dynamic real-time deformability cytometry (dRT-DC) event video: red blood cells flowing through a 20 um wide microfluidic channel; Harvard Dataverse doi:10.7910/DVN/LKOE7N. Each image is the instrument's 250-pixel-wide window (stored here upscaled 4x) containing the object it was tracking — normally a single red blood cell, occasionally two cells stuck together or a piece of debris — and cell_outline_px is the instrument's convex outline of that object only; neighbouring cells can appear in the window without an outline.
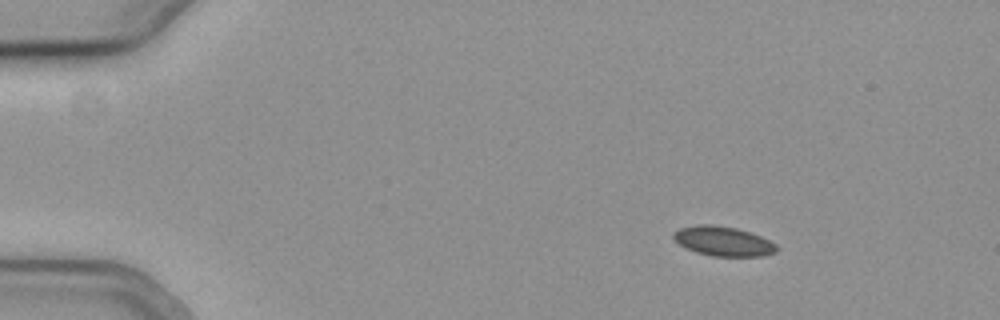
{"species": "common noctule bat (a hibernating species)", "species_latin": "Nyctalus noctula", "temperature_condition": "cold", "stored_images_in_passage": 49, "camera_frame_rate_fps": 3000, "um_per_image_px": 0.085, "animal": {"sex": "female", "body_mass_g": 19.3, "forearm_length_mm": 54.1}, "frame": {"image": 1, "passage_image": 1, "time_ms": 0.0, "image_size_px": [1000, 320], "cell_outline_px": [[776, 252], [764, 256], [712, 256], [696, 252], [680, 244], [672, 236], [672, 232], [680, 228], [696, 224], [712, 224], [736, 228], [760, 236], [776, 244]], "centroid_in_image_um": [61.45, 20.49], "position_along_channel_um": 23.5, "area_um2": 17.63}}
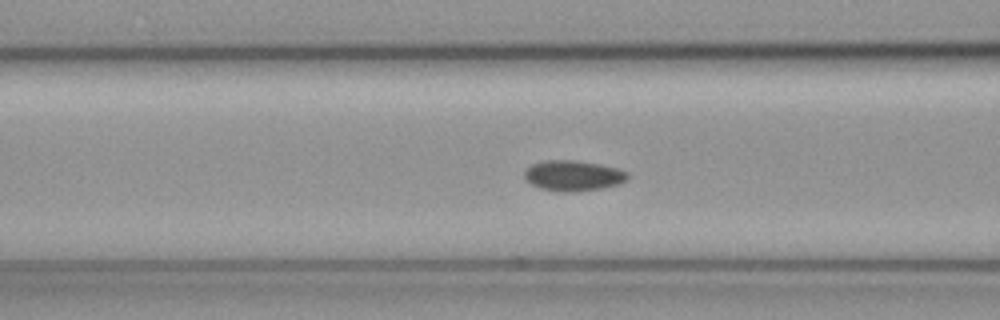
{"frame": {"image": 2, "passage_image": 16, "time_ms": 5.0, "image_size_px": [1000, 320], "cell_outline_px": [[628, 180], [620, 184], [604, 188], [572, 192], [564, 192], [540, 188], [524, 180], [524, 172], [532, 164], [544, 160], [576, 160], [600, 164], [616, 168], [628, 172]], "centroid_in_image_um": [48.73, 14.93], "position_along_channel_um": 117.9, "area_um2": 18.5}}
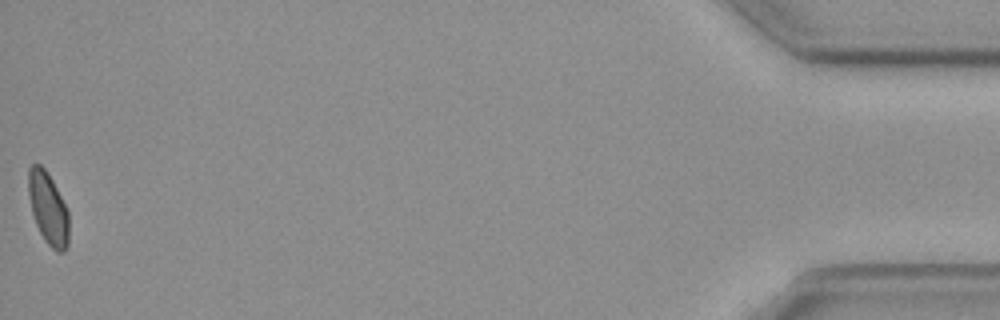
{"frame": {"image": 3, "passage_image": 49, "time_ms": 16.0, "image_size_px": [1000, 320], "cell_outline_px": [[68, 244], [64, 252], [56, 252], [44, 240], [36, 224], [32, 212], [28, 192], [28, 168], [32, 164], [40, 164], [44, 168], [52, 180], [68, 208]], "centroid_in_image_um": [4.09, 17.71], "position_along_channel_um": 431.1, "area_um2": 17.05}}